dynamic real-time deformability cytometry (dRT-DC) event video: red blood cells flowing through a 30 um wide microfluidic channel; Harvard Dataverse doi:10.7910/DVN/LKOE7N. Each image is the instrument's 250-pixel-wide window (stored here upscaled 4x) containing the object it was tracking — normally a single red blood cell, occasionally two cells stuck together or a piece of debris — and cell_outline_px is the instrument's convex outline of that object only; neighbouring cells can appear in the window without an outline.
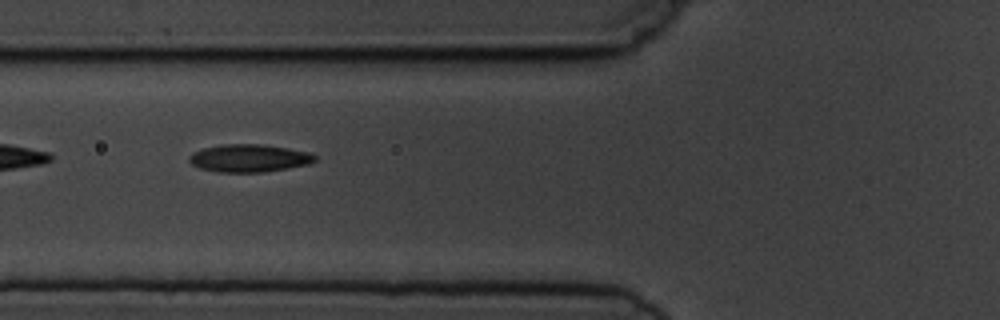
{"species": "common noctule bat (a hibernating species)", "species_latin": "Nyctalus noctula", "temperature_condition": "cold", "stored_images_in_passage": 13, "camera_frame_rate_fps": 3000, "um_per_image_px": 0.085, "animal": {"sex": "male", "body_mass_g": 19.5, "forearm_length_mm": 54.6}, "frame": {"image": 1, "passage_image": 4, "time_ms": 4.333, "image_size_px": [1000, 320], "cell_outline_px": [[316, 160], [308, 164], [260, 172], [220, 172], [200, 168], [192, 164], [188, 160], [188, 156], [192, 152], [204, 148], [224, 144], [264, 144], [312, 152], [316, 156]], "centroid_in_image_um": [21.17, 13.43], "position_along_channel_um": 104.6, "area_um2": 20.23}}
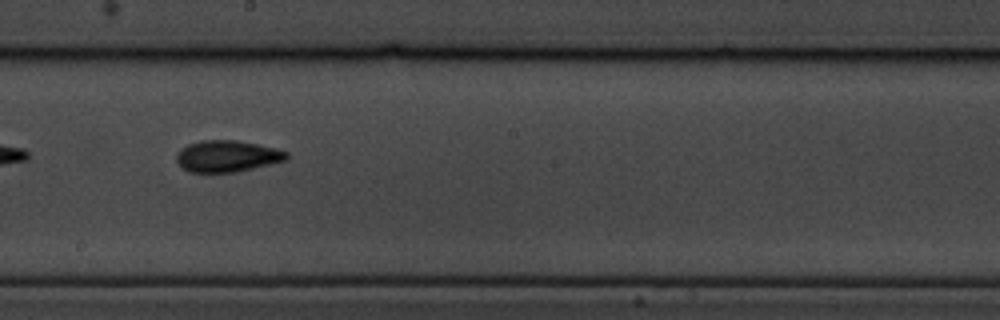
{"frame": {"image": 2, "passage_image": 7, "time_ms": 7.667, "image_size_px": [1000, 320], "cell_outline_px": [[288, 160], [236, 172], [188, 172], [180, 168], [176, 160], [176, 152], [180, 148], [188, 144], [200, 140], [236, 140], [276, 148], [288, 152]], "centroid_in_image_um": [19.27, 13.28], "position_along_channel_um": 228.9, "area_um2": 20.46}}
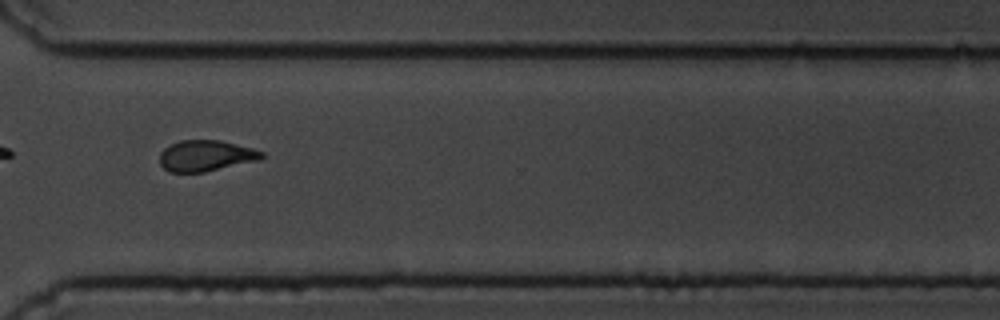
{"frame": {"image": 3, "passage_image": 10, "time_ms": 11.0, "image_size_px": [1000, 320], "cell_outline_px": [[264, 156], [260, 160], [204, 172], [168, 172], [160, 164], [160, 152], [164, 148], [180, 140], [220, 140], [252, 148], [264, 152]], "centroid_in_image_um": [17.5, 13.24], "position_along_channel_um": 353.1, "area_um2": 18.44}, "authors_computed_cell_mechanics": {"area_um2": 19.5942, "velocity_mm_per_s": 3.715, "shape_relaxation_time_tau1_ms": 2.8164, "shape_relaxation_time_tau2_ms": 3.5984, "deformation_change_tau1": 0.1538, "deformation_change_tau2": 0.0893}}